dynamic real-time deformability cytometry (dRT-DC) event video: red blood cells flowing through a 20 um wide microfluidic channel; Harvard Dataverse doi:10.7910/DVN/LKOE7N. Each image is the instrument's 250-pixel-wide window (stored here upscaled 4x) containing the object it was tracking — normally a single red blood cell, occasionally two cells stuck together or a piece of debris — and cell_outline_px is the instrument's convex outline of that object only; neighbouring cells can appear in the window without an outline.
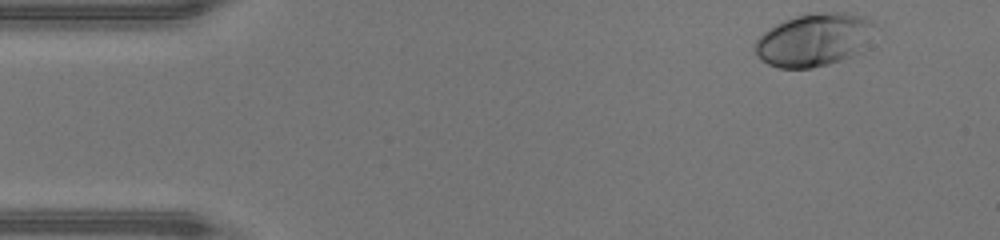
{"species": "human", "species_latin": "Homo sapiens", "temperature_condition": "warm", "stored_images_in_passage": 44, "camera_frame_rate_fps": 3000, "um_per_image_px": 0.085, "donor": {"sex": "male"}, "frame": {"image": 1, "passage_image": 1, "time_ms": 0.0, "image_size_px": [1000, 240], "cell_outline_px": [[880, 28], [852, 56], [828, 64], [812, 68], [780, 68], [768, 64], [760, 60], [752, 48], [752, 44], [768, 28], [784, 20], [808, 12], [848, 12], [864, 16], [872, 20]], "centroid_in_image_um": [69.18, 3.35], "position_along_channel_um": 15.8, "area_um2": 37.45}}
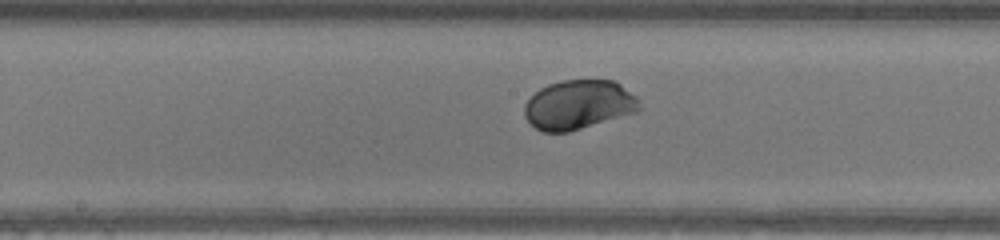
{"frame": {"image": 2, "passage_image": 21, "time_ms": 6.667, "image_size_px": [1000, 240], "cell_outline_px": [[640, 108], [636, 112], [568, 132], [544, 132], [536, 128], [524, 116], [524, 104], [540, 88], [548, 84], [564, 80], [616, 80], [636, 96], [640, 100]], "centroid_in_image_um": [49.19, 8.89], "position_along_channel_um": 199.0, "area_um2": 32.95}}
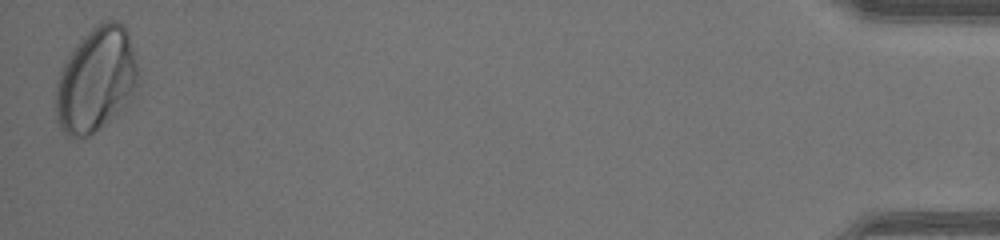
{"frame": {"image": 3, "passage_image": 44, "time_ms": 14.333, "image_size_px": [1000, 240], "cell_outline_px": [[136, 96], [132, 100], [100, 128], [88, 136], [68, 136], [60, 128], [56, 120], [56, 88], [60, 72], [72, 48], [100, 20], [116, 20], [124, 24], [128, 32], [136, 64]], "centroid_in_image_um": [8.17, 6.76], "position_along_channel_um": 427.0, "area_um2": 49.94}, "authors_computed_cell_mechanics": {"area_um2": 32.8882, "velocity_mm_per_s": 4.3109, "shape_relaxation_time_tau1_ms": 1.3298, "shape_relaxation_time_tau2_ms": null, "deformation_change_tau1": 0.1039, "deformation_change_tau2": null}}